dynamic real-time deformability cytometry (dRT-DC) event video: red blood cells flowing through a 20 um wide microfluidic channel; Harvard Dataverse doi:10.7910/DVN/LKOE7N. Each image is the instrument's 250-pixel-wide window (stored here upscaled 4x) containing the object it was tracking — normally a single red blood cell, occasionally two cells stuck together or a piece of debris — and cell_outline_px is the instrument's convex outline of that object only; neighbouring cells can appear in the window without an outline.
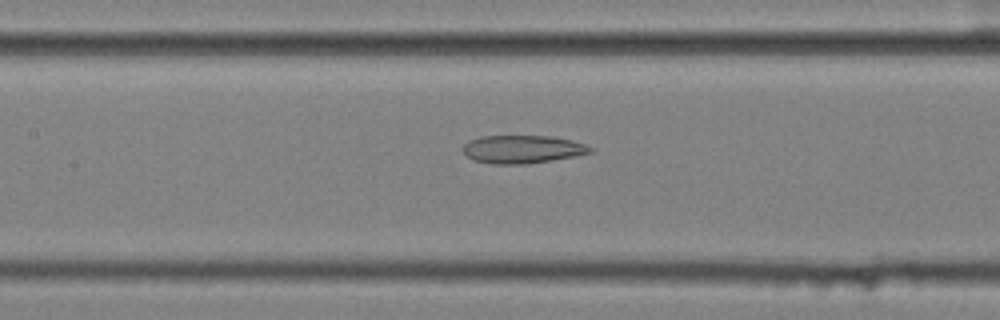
{"species": "common noctule bat (a hibernating species)", "species_latin": "Nyctalus noctula", "temperature_condition": "cold", "stored_images_in_passage": 41, "camera_frame_rate_fps": 3000, "um_per_image_px": 0.085, "animal": {"sex": "female", "body_mass_g": 25.1}, "frame": {"image": 1, "passage_image": 11, "time_ms": 3.333, "image_size_px": [1000, 320], "cell_outline_px": [[592, 152], [576, 156], [552, 160], [524, 164], [492, 164], [472, 160], [460, 148], [468, 140], [480, 136], [552, 136], [572, 140], [584, 144], [592, 148]], "centroid_in_image_um": [44.36, 12.68], "position_along_channel_um": 163.0, "area_um2": 20.92}}
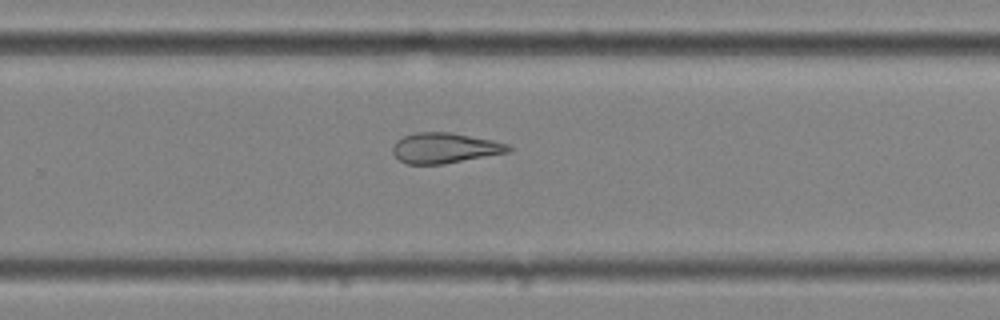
{"frame": {"image": 2, "passage_image": 22, "time_ms": 7.0, "image_size_px": [1000, 320], "cell_outline_px": [[512, 152], [440, 164], [404, 164], [392, 152], [392, 148], [396, 140], [404, 136], [416, 132], [452, 132], [492, 140], [508, 144], [512, 148]], "centroid_in_image_um": [37.81, 12.57], "position_along_channel_um": 292.0, "area_um2": 20.52}}
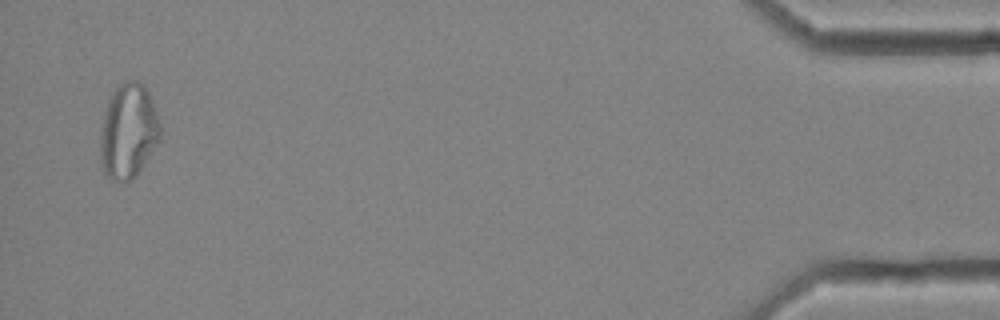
{"frame": {"image": 3, "passage_image": 40, "time_ms": 13.0, "image_size_px": [1000, 320], "cell_outline_px": [[160, 140], [136, 176], [128, 180], [116, 180], [108, 176], [104, 172], [100, 160], [100, 136], [104, 112], [108, 100], [116, 84], [124, 80], [140, 80], [144, 84], [152, 100], [160, 124]], "centroid_in_image_um": [10.9, 11.09], "position_along_channel_um": 424.3, "area_um2": 33.29}, "authors_computed_cell_mechanics": {"area_um2": 22.3686, "velocity_mm_per_s": 3.5233, "shape_relaxation_time_tau1_ms": null, "shape_relaxation_time_tau2_ms": 5.661, "deformation_change_tau1": null, "deformation_change_tau2": 0.1726}}